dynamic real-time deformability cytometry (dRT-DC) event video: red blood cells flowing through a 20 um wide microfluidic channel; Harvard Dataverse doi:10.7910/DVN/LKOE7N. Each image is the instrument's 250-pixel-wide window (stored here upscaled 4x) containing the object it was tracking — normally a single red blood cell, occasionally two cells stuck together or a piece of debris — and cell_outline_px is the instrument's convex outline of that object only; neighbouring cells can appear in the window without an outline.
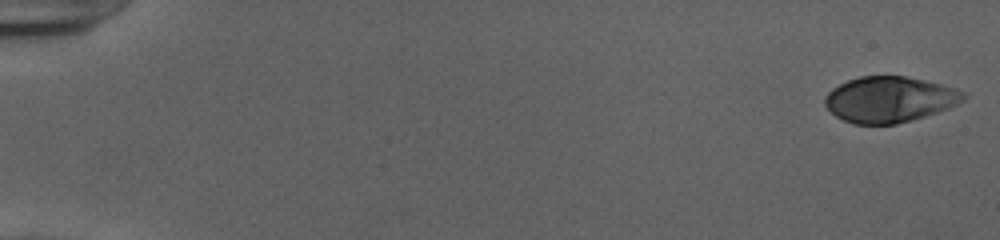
{"species": "human", "species_latin": "Homo sapiens", "temperature_condition": "cold", "stored_images_in_passage": 53, "camera_frame_rate_fps": 3000, "um_per_image_px": 0.085, "donor": {"sex": "female"}, "frame": {"image": 1, "passage_image": 1, "time_ms": 0.0, "image_size_px": [1000, 240], "cell_outline_px": [[968, 96], [964, 100], [948, 108], [924, 116], [896, 124], [852, 124], [836, 116], [824, 104], [824, 96], [832, 88], [848, 80], [860, 76], [904, 76], [924, 80], [956, 88], [968, 92]], "centroid_in_image_um": [75.62, 8.44], "position_along_channel_um": 9.4, "area_um2": 36.93}}
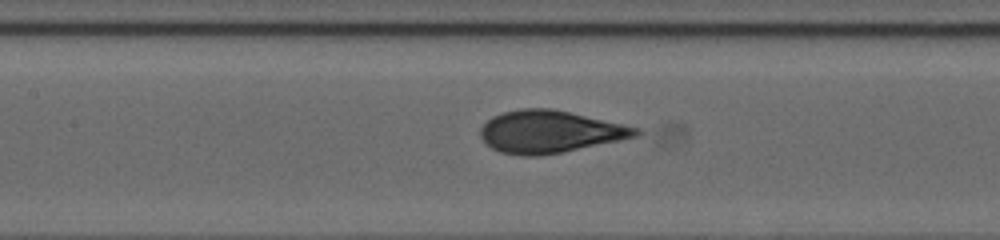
{"frame": {"image": 2, "passage_image": 26, "time_ms": 8.333, "image_size_px": [1000, 240], "cell_outline_px": [[644, 132], [640, 136], [560, 152], [536, 156], [520, 156], [500, 152], [484, 144], [480, 136], [480, 128], [492, 116], [504, 112], [520, 108], [552, 108], [640, 128]], "centroid_in_image_um": [46.72, 11.19], "position_along_channel_um": 160.7, "area_um2": 38.32}}
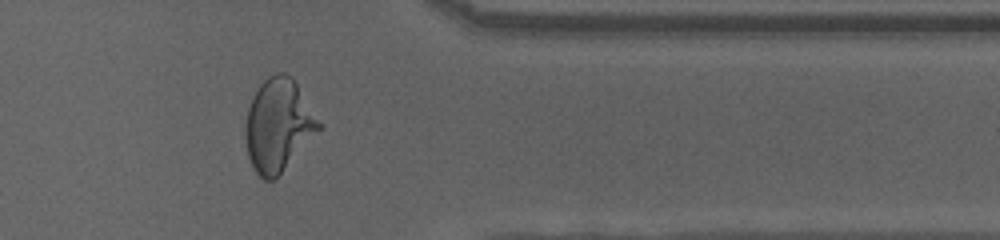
{"frame": {"image": 3, "passage_image": 44, "time_ms": 14.333, "image_size_px": [1000, 240], "cell_outline_px": [[324, 128], [272, 180], [264, 180], [256, 172], [248, 156], [244, 132], [244, 128], [248, 108], [260, 84], [268, 76], [276, 72], [284, 72], [292, 76], [324, 124]], "centroid_in_image_um": [23.7, 10.6], "position_along_channel_um": 387.7, "area_um2": 39.88}, "authors_computed_cell_mechanics": {"area_um2": 37.8012, "velocity_mm_per_s": 3.9347, "shape_relaxation_time_tau1_ms": 6.1578, "shape_relaxation_time_tau2_ms": null, "deformation_change_tau1": 0.2416, "deformation_change_tau2": null}}